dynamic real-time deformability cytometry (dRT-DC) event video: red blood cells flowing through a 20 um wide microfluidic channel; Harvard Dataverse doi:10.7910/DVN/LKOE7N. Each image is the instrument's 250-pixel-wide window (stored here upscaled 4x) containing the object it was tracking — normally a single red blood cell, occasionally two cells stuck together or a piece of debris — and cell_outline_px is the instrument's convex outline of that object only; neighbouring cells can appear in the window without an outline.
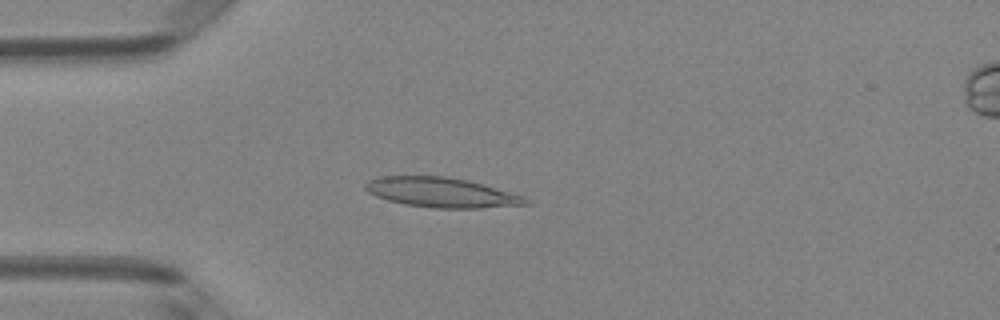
{"species": "Egyptian fruit bat (a non-hibernating species)", "species_latin": "Rousettus aegyptiacus", "temperature_condition": "room temperature", "stored_images_in_passage": 44, "camera_frame_rate_fps": 3000, "um_per_image_px": 0.085, "animal": {"sex": "female"}, "frame": {"image": 1, "passage_image": 8, "time_ms": 2.333, "image_size_px": [1000, 320], "cell_outline_px": [[532, 204], [480, 208], [432, 208], [404, 204], [388, 200], [376, 196], [368, 192], [364, 188], [364, 184], [368, 180], [380, 176], [444, 176], [468, 180], [484, 184], [524, 196]], "centroid_in_image_um": [37.52, 16.36], "position_along_channel_um": 47.5, "area_um2": 27.98}}
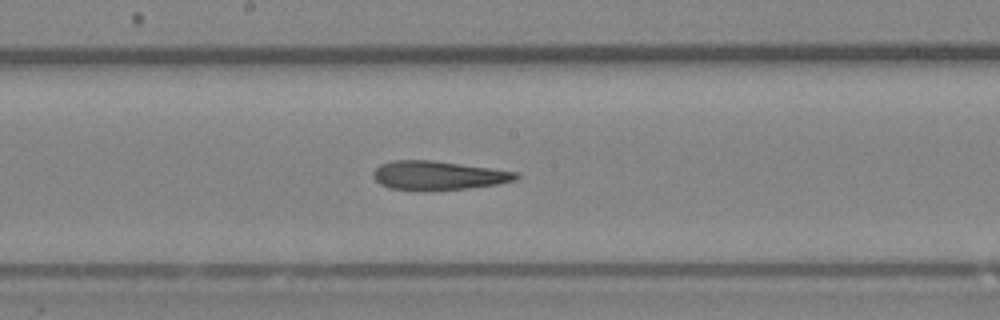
{"frame": {"image": 2, "passage_image": 21, "time_ms": 6.667, "image_size_px": [1000, 320], "cell_outline_px": [[520, 176], [516, 180], [500, 184], [468, 188], [432, 192], [416, 192], [388, 188], [380, 184], [372, 176], [372, 172], [380, 164], [392, 160], [432, 160], [492, 168], [520, 172]], "centroid_in_image_um": [37.24, 14.94], "position_along_channel_um": 211.0, "area_um2": 24.91}}
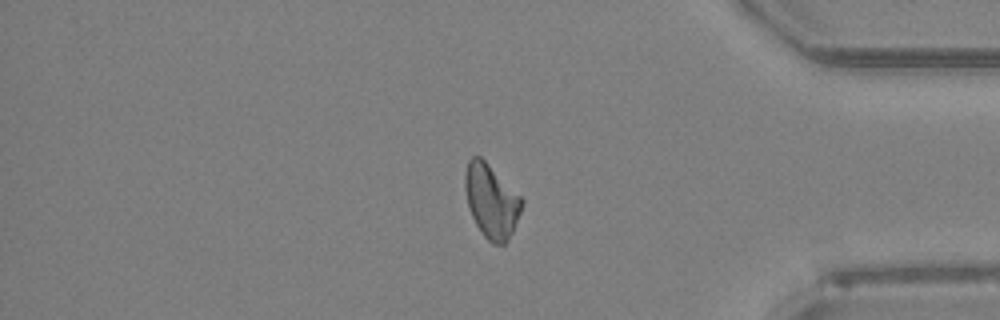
{"frame": {"image": 3, "passage_image": 36, "time_ms": 11.667, "image_size_px": [1000, 320], "cell_outline_px": [[524, 204], [512, 232], [508, 240], [504, 244], [492, 244], [484, 236], [476, 224], [472, 216], [468, 204], [464, 188], [464, 172], [468, 160], [472, 156], [480, 156], [524, 200]], "centroid_in_image_um": [41.75, 17.09], "position_along_channel_um": 393.5, "area_um2": 24.16}, "authors_computed_cell_mechanics": {"area_um2": 24.7095, "velocity_mm_per_s": 4.1339, "shape_relaxation_time_tau1_ms": null, "shape_relaxation_time_tau2_ms": 3.2526, "deformation_change_tau1": null, "deformation_change_tau2": 0.14}}